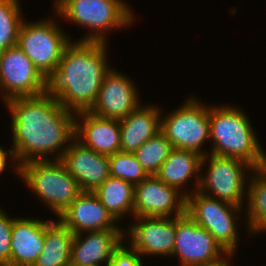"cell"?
I'll return each mask as SVG.
<instances>
[{
    "label": "cell",
    "mask_w": 266,
    "mask_h": 266,
    "mask_svg": "<svg viewBox=\"0 0 266 266\" xmlns=\"http://www.w3.org/2000/svg\"><path fill=\"white\" fill-rule=\"evenodd\" d=\"M9 160H10V163L11 161L13 162L12 170L15 172V174H17V177H19V164L15 158L12 147L11 149L9 148V150L8 149L5 150L3 146L0 145V174H2L5 171V169L7 168L6 165L9 166L8 165Z\"/></svg>",
    "instance_id": "cell-30"
},
{
    "label": "cell",
    "mask_w": 266,
    "mask_h": 266,
    "mask_svg": "<svg viewBox=\"0 0 266 266\" xmlns=\"http://www.w3.org/2000/svg\"><path fill=\"white\" fill-rule=\"evenodd\" d=\"M227 252L214 237L200 227L186 213L176 217L175 244L172 256L178 257L180 266H201L213 263Z\"/></svg>",
    "instance_id": "cell-11"
},
{
    "label": "cell",
    "mask_w": 266,
    "mask_h": 266,
    "mask_svg": "<svg viewBox=\"0 0 266 266\" xmlns=\"http://www.w3.org/2000/svg\"><path fill=\"white\" fill-rule=\"evenodd\" d=\"M100 202L119 222L126 214L134 218V185L109 176L95 191ZM130 213V214H129Z\"/></svg>",
    "instance_id": "cell-24"
},
{
    "label": "cell",
    "mask_w": 266,
    "mask_h": 266,
    "mask_svg": "<svg viewBox=\"0 0 266 266\" xmlns=\"http://www.w3.org/2000/svg\"><path fill=\"white\" fill-rule=\"evenodd\" d=\"M110 176L136 185L149 175L143 169L134 153L116 152L108 156Z\"/></svg>",
    "instance_id": "cell-27"
},
{
    "label": "cell",
    "mask_w": 266,
    "mask_h": 266,
    "mask_svg": "<svg viewBox=\"0 0 266 266\" xmlns=\"http://www.w3.org/2000/svg\"><path fill=\"white\" fill-rule=\"evenodd\" d=\"M4 103L11 116V143L19 166L31 160H60L75 138L76 113L63 108L48 91Z\"/></svg>",
    "instance_id": "cell-1"
},
{
    "label": "cell",
    "mask_w": 266,
    "mask_h": 266,
    "mask_svg": "<svg viewBox=\"0 0 266 266\" xmlns=\"http://www.w3.org/2000/svg\"><path fill=\"white\" fill-rule=\"evenodd\" d=\"M19 178L58 217L82 192L60 160H31L19 166Z\"/></svg>",
    "instance_id": "cell-5"
},
{
    "label": "cell",
    "mask_w": 266,
    "mask_h": 266,
    "mask_svg": "<svg viewBox=\"0 0 266 266\" xmlns=\"http://www.w3.org/2000/svg\"><path fill=\"white\" fill-rule=\"evenodd\" d=\"M83 233H86L84 237ZM124 233V230H102L74 234L70 262L84 266H107L114 251L124 241Z\"/></svg>",
    "instance_id": "cell-18"
},
{
    "label": "cell",
    "mask_w": 266,
    "mask_h": 266,
    "mask_svg": "<svg viewBox=\"0 0 266 266\" xmlns=\"http://www.w3.org/2000/svg\"><path fill=\"white\" fill-rule=\"evenodd\" d=\"M68 266H84V265H77V264H73L70 262V264Z\"/></svg>",
    "instance_id": "cell-32"
},
{
    "label": "cell",
    "mask_w": 266,
    "mask_h": 266,
    "mask_svg": "<svg viewBox=\"0 0 266 266\" xmlns=\"http://www.w3.org/2000/svg\"><path fill=\"white\" fill-rule=\"evenodd\" d=\"M13 218L0 208V266H10Z\"/></svg>",
    "instance_id": "cell-28"
},
{
    "label": "cell",
    "mask_w": 266,
    "mask_h": 266,
    "mask_svg": "<svg viewBox=\"0 0 266 266\" xmlns=\"http://www.w3.org/2000/svg\"><path fill=\"white\" fill-rule=\"evenodd\" d=\"M44 242V219L13 217L10 266H34Z\"/></svg>",
    "instance_id": "cell-19"
},
{
    "label": "cell",
    "mask_w": 266,
    "mask_h": 266,
    "mask_svg": "<svg viewBox=\"0 0 266 266\" xmlns=\"http://www.w3.org/2000/svg\"><path fill=\"white\" fill-rule=\"evenodd\" d=\"M201 160L202 156L197 152L174 148L155 176L179 192L183 191L182 194L187 197L198 189L201 174L199 171H202ZM190 178L195 180L193 182L195 187L189 193L183 189L188 181H193Z\"/></svg>",
    "instance_id": "cell-21"
},
{
    "label": "cell",
    "mask_w": 266,
    "mask_h": 266,
    "mask_svg": "<svg viewBox=\"0 0 266 266\" xmlns=\"http://www.w3.org/2000/svg\"><path fill=\"white\" fill-rule=\"evenodd\" d=\"M141 103L120 122V151L134 153L161 129L162 111L156 105Z\"/></svg>",
    "instance_id": "cell-20"
},
{
    "label": "cell",
    "mask_w": 266,
    "mask_h": 266,
    "mask_svg": "<svg viewBox=\"0 0 266 266\" xmlns=\"http://www.w3.org/2000/svg\"><path fill=\"white\" fill-rule=\"evenodd\" d=\"M247 230L251 235L266 231V168L251 171L246 193ZM248 221V222H247Z\"/></svg>",
    "instance_id": "cell-23"
},
{
    "label": "cell",
    "mask_w": 266,
    "mask_h": 266,
    "mask_svg": "<svg viewBox=\"0 0 266 266\" xmlns=\"http://www.w3.org/2000/svg\"><path fill=\"white\" fill-rule=\"evenodd\" d=\"M53 8L65 22L90 30L78 41L108 43L106 31L126 29L136 19L124 0H55Z\"/></svg>",
    "instance_id": "cell-4"
},
{
    "label": "cell",
    "mask_w": 266,
    "mask_h": 266,
    "mask_svg": "<svg viewBox=\"0 0 266 266\" xmlns=\"http://www.w3.org/2000/svg\"><path fill=\"white\" fill-rule=\"evenodd\" d=\"M20 0H0V52L17 45L23 22Z\"/></svg>",
    "instance_id": "cell-26"
},
{
    "label": "cell",
    "mask_w": 266,
    "mask_h": 266,
    "mask_svg": "<svg viewBox=\"0 0 266 266\" xmlns=\"http://www.w3.org/2000/svg\"><path fill=\"white\" fill-rule=\"evenodd\" d=\"M75 138L97 153L113 155L120 151V122L89 111L78 112L75 115Z\"/></svg>",
    "instance_id": "cell-17"
},
{
    "label": "cell",
    "mask_w": 266,
    "mask_h": 266,
    "mask_svg": "<svg viewBox=\"0 0 266 266\" xmlns=\"http://www.w3.org/2000/svg\"><path fill=\"white\" fill-rule=\"evenodd\" d=\"M173 149L170 141L159 131L142 144L134 154L146 173L152 176L158 172Z\"/></svg>",
    "instance_id": "cell-25"
},
{
    "label": "cell",
    "mask_w": 266,
    "mask_h": 266,
    "mask_svg": "<svg viewBox=\"0 0 266 266\" xmlns=\"http://www.w3.org/2000/svg\"><path fill=\"white\" fill-rule=\"evenodd\" d=\"M242 211L240 206L217 200L197 190L186 197V214L205 228L227 253H236L239 245L237 219Z\"/></svg>",
    "instance_id": "cell-8"
},
{
    "label": "cell",
    "mask_w": 266,
    "mask_h": 266,
    "mask_svg": "<svg viewBox=\"0 0 266 266\" xmlns=\"http://www.w3.org/2000/svg\"><path fill=\"white\" fill-rule=\"evenodd\" d=\"M60 161L82 191L94 192L110 176L108 156L85 147L76 138L69 143Z\"/></svg>",
    "instance_id": "cell-15"
},
{
    "label": "cell",
    "mask_w": 266,
    "mask_h": 266,
    "mask_svg": "<svg viewBox=\"0 0 266 266\" xmlns=\"http://www.w3.org/2000/svg\"><path fill=\"white\" fill-rule=\"evenodd\" d=\"M235 255V253H227L224 257L219 259L218 261H215L213 263L204 264L201 266H232L230 261L231 256ZM230 257V258H229Z\"/></svg>",
    "instance_id": "cell-31"
},
{
    "label": "cell",
    "mask_w": 266,
    "mask_h": 266,
    "mask_svg": "<svg viewBox=\"0 0 266 266\" xmlns=\"http://www.w3.org/2000/svg\"><path fill=\"white\" fill-rule=\"evenodd\" d=\"M185 213L186 197L155 175L134 185V217H179Z\"/></svg>",
    "instance_id": "cell-12"
},
{
    "label": "cell",
    "mask_w": 266,
    "mask_h": 266,
    "mask_svg": "<svg viewBox=\"0 0 266 266\" xmlns=\"http://www.w3.org/2000/svg\"><path fill=\"white\" fill-rule=\"evenodd\" d=\"M71 232L124 230L94 192L82 191L57 217ZM116 222V223H115Z\"/></svg>",
    "instance_id": "cell-16"
},
{
    "label": "cell",
    "mask_w": 266,
    "mask_h": 266,
    "mask_svg": "<svg viewBox=\"0 0 266 266\" xmlns=\"http://www.w3.org/2000/svg\"><path fill=\"white\" fill-rule=\"evenodd\" d=\"M0 90L4 102L38 96L48 91V80L16 45L0 52Z\"/></svg>",
    "instance_id": "cell-10"
},
{
    "label": "cell",
    "mask_w": 266,
    "mask_h": 266,
    "mask_svg": "<svg viewBox=\"0 0 266 266\" xmlns=\"http://www.w3.org/2000/svg\"><path fill=\"white\" fill-rule=\"evenodd\" d=\"M124 242L114 251L113 257L107 266H144L142 256L130 245H123Z\"/></svg>",
    "instance_id": "cell-29"
},
{
    "label": "cell",
    "mask_w": 266,
    "mask_h": 266,
    "mask_svg": "<svg viewBox=\"0 0 266 266\" xmlns=\"http://www.w3.org/2000/svg\"><path fill=\"white\" fill-rule=\"evenodd\" d=\"M74 233L58 218L45 220V242L34 266H68Z\"/></svg>",
    "instance_id": "cell-22"
},
{
    "label": "cell",
    "mask_w": 266,
    "mask_h": 266,
    "mask_svg": "<svg viewBox=\"0 0 266 266\" xmlns=\"http://www.w3.org/2000/svg\"><path fill=\"white\" fill-rule=\"evenodd\" d=\"M221 106L209 105L210 154L241 159L254 169L266 168V153L247 114L236 105Z\"/></svg>",
    "instance_id": "cell-3"
},
{
    "label": "cell",
    "mask_w": 266,
    "mask_h": 266,
    "mask_svg": "<svg viewBox=\"0 0 266 266\" xmlns=\"http://www.w3.org/2000/svg\"><path fill=\"white\" fill-rule=\"evenodd\" d=\"M124 231L125 239L127 240L126 235L130 237L128 245L142 257L172 256L176 217H134L133 224H129Z\"/></svg>",
    "instance_id": "cell-13"
},
{
    "label": "cell",
    "mask_w": 266,
    "mask_h": 266,
    "mask_svg": "<svg viewBox=\"0 0 266 266\" xmlns=\"http://www.w3.org/2000/svg\"><path fill=\"white\" fill-rule=\"evenodd\" d=\"M180 108L161 116L160 131L170 141L173 148L207 153L202 146L210 140L209 105L200 102L195 96L188 98Z\"/></svg>",
    "instance_id": "cell-9"
},
{
    "label": "cell",
    "mask_w": 266,
    "mask_h": 266,
    "mask_svg": "<svg viewBox=\"0 0 266 266\" xmlns=\"http://www.w3.org/2000/svg\"><path fill=\"white\" fill-rule=\"evenodd\" d=\"M140 100L137 85L131 78L110 68L89 112L103 118L121 120L141 104Z\"/></svg>",
    "instance_id": "cell-14"
},
{
    "label": "cell",
    "mask_w": 266,
    "mask_h": 266,
    "mask_svg": "<svg viewBox=\"0 0 266 266\" xmlns=\"http://www.w3.org/2000/svg\"><path fill=\"white\" fill-rule=\"evenodd\" d=\"M108 43L74 41L63 50L48 92L61 106L74 113L89 111L96 102L110 63Z\"/></svg>",
    "instance_id": "cell-2"
},
{
    "label": "cell",
    "mask_w": 266,
    "mask_h": 266,
    "mask_svg": "<svg viewBox=\"0 0 266 266\" xmlns=\"http://www.w3.org/2000/svg\"><path fill=\"white\" fill-rule=\"evenodd\" d=\"M34 22L23 20L17 46L49 80L57 70L63 50L72 39L53 19L44 18Z\"/></svg>",
    "instance_id": "cell-6"
},
{
    "label": "cell",
    "mask_w": 266,
    "mask_h": 266,
    "mask_svg": "<svg viewBox=\"0 0 266 266\" xmlns=\"http://www.w3.org/2000/svg\"><path fill=\"white\" fill-rule=\"evenodd\" d=\"M205 164L208 168L206 173L200 174L197 191L217 200L244 207L246 203L243 200L246 199L250 171L255 169L241 159L208 154V152L202 156L200 169L203 170ZM245 171L249 172V175Z\"/></svg>",
    "instance_id": "cell-7"
}]
</instances>
